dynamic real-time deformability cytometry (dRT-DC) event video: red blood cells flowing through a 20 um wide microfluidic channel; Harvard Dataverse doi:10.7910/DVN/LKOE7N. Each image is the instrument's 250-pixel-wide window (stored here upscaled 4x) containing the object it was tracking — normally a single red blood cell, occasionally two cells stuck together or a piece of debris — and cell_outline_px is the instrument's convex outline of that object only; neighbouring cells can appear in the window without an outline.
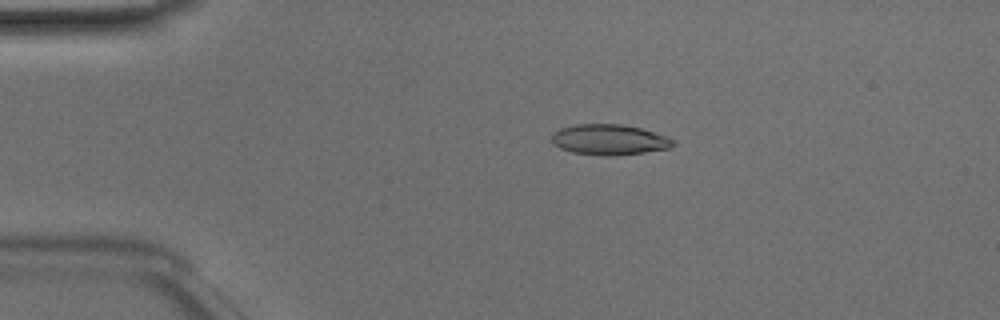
{"species": "Egyptian fruit bat (a non-hibernating species)", "species_latin": "Rousettus aegyptiacus", "temperature_condition": "room temperature", "stored_images_in_passage": 44, "camera_frame_rate_fps": 3000, "um_per_image_px": 0.085, "animal": {"sex": "male"}, "frame": {"image": 1, "passage_image": 5, "time_ms": 1.333, "image_size_px": [1000, 320], "cell_outline_px": [[676, 144], [668, 148], [644, 152], [616, 156], [604, 156], [572, 152], [560, 148], [552, 140], [552, 132], [560, 128], [576, 124], [624, 124], [640, 128], [676, 140]], "centroid_in_image_um": [51.78, 11.87], "position_along_channel_um": 33.2, "area_um2": 21.56}}
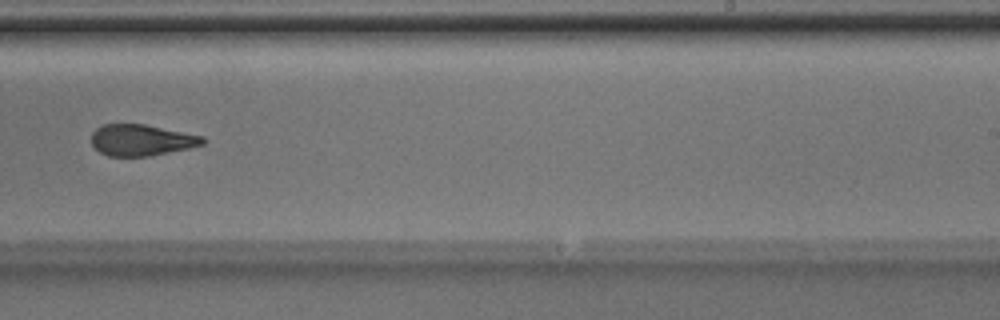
{"frame": {"image": 2, "passage_image": 26, "time_ms": 8.333, "image_size_px": [1000, 320], "cell_outline_px": [[204, 144], [188, 148], [148, 156], [108, 156], [100, 152], [92, 144], [92, 132], [96, 128], [104, 124], [144, 124], [204, 136]], "centroid_in_image_um": [12.01, 11.9], "position_along_channel_um": 277.0, "area_um2": 20.11}}
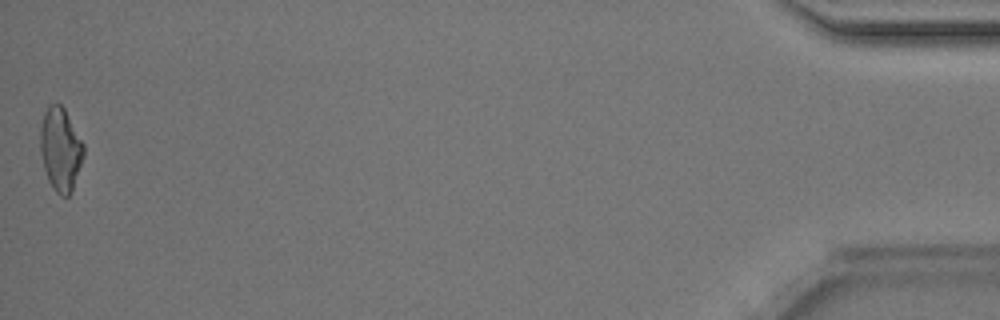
{"frame": {"image": 3, "passage_image": 44, "time_ms": 14.333, "image_size_px": [1000, 320], "cell_outline_px": [[84, 156], [72, 188], [68, 196], [60, 196], [52, 188], [48, 180], [44, 168], [40, 148], [40, 128], [44, 112], [48, 104], [60, 104], [64, 108], [84, 144]], "centroid_in_image_um": [5.13, 12.67], "position_along_channel_um": 430.1, "area_um2": 20.92}, "authors_computed_cell_mechanics": {"area_um2": 21.3282, "velocity_mm_per_s": 4.1303, "shape_relaxation_time_tau1_ms": 3.4059, "shape_relaxation_time_tau2_ms": 2.0342, "deformation_change_tau1": 0.1376, "deformation_change_tau2": 0.0957}}